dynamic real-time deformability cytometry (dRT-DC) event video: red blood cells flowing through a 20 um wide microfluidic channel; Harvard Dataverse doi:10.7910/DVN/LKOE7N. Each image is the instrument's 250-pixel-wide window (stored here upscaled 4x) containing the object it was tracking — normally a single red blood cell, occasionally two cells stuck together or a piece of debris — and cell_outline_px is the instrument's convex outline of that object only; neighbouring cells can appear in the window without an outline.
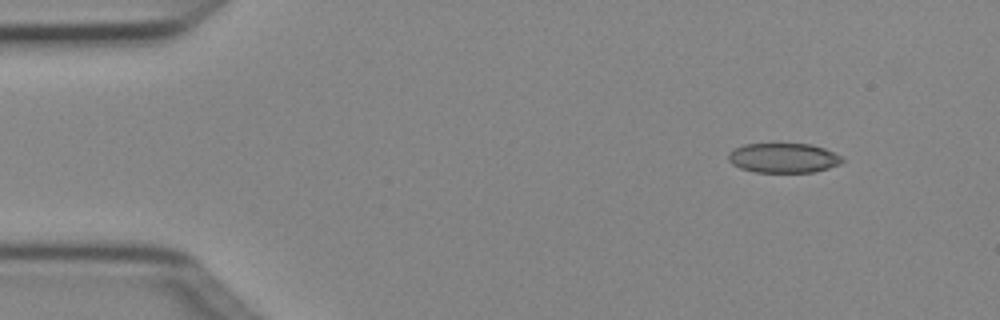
{"species": "Egyptian fruit bat (a non-hibernating species)", "species_latin": "Rousettus aegyptiacus", "temperature_condition": "cold", "stored_images_in_passage": 6, "camera_frame_rate_fps": 3000, "um_per_image_px": 0.085, "animal": {"sex": "female"}, "frame": {"image": 1, "passage_image": 1, "time_ms": 0.0, "image_size_px": [1000, 320], "cell_outline_px": [[844, 160], [840, 164], [828, 168], [812, 172], [756, 172], [740, 168], [732, 164], [728, 160], [728, 152], [744, 144], [808, 144], [824, 148], [840, 156]], "centroid_in_image_um": [66.56, 13.43], "position_along_channel_um": 18.4, "area_um2": 19.54}}
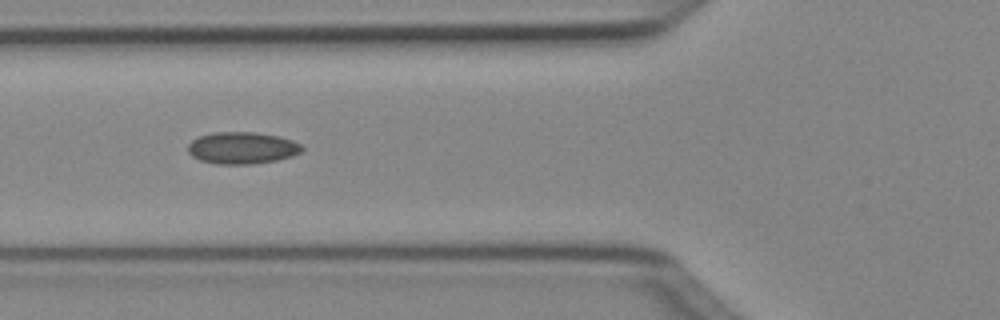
{"frame": {"image": 2, "passage_image": 4, "time_ms": 1.0, "image_size_px": [1000, 320], "cell_outline_px": [[304, 148], [300, 152], [292, 156], [276, 160], [252, 164], [216, 164], [200, 160], [192, 156], [188, 152], [188, 144], [192, 140], [200, 136], [212, 132], [256, 132], [280, 136], [292, 140], [300, 144]], "centroid_in_image_um": [20.57, 12.57], "position_along_channel_um": 105.2, "area_um2": 21.27}}
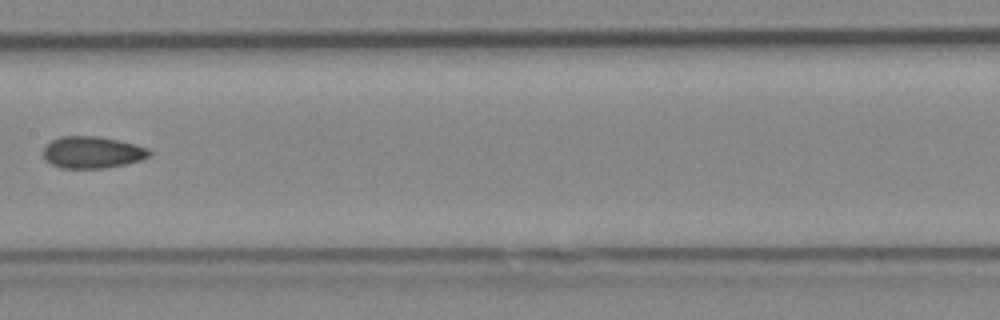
{"frame": {"image": 3, "passage_image": 6, "time_ms": 1.667, "image_size_px": [1000, 320], "cell_outline_px": [[152, 156], [140, 160], [124, 164], [104, 168], [60, 168], [44, 160], [44, 148], [52, 140], [60, 136], [100, 136], [120, 140], [136, 144], [148, 148], [152, 152]], "centroid_in_image_um": [7.87, 12.94], "position_along_channel_um": 199.5, "area_um2": 19.83}}